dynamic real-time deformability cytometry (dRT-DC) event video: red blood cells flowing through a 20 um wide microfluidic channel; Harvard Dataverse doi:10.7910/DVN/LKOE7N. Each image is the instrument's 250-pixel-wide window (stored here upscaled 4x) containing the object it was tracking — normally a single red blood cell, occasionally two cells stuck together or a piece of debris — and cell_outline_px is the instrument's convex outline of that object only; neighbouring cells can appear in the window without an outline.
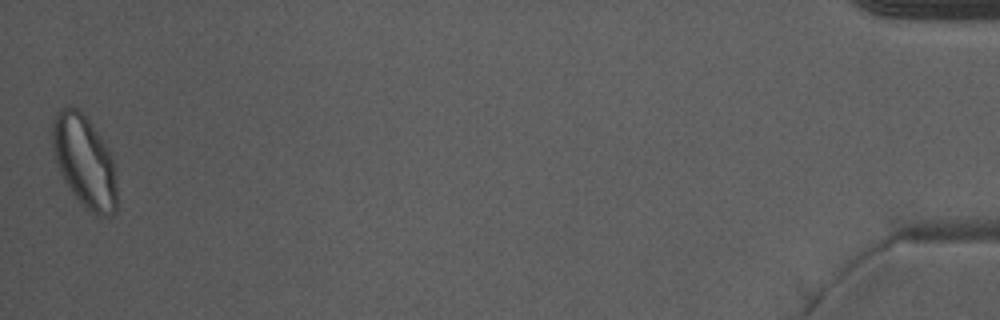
{"species": "Egyptian fruit bat (a non-hibernating species)", "species_latin": "Rousettus aegyptiacus", "temperature_condition": "warm", "stored_images_in_passage": 45, "camera_frame_rate_fps": 3000, "um_per_image_px": 0.085, "animal": {"sex": "male"}, "frame": {"image": 1, "passage_image": 45, "time_ms": 14.667, "image_size_px": [1000, 320], "cell_outline_px": [[116, 212], [112, 216], [96, 216], [72, 192], [64, 180], [56, 160], [52, 148], [52, 120], [56, 112], [60, 108], [68, 104], [76, 108], [88, 120], [112, 152], [116, 168]], "centroid_in_image_um": [7.2, 13.69], "position_along_channel_um": 428.0, "area_um2": 34.68}}